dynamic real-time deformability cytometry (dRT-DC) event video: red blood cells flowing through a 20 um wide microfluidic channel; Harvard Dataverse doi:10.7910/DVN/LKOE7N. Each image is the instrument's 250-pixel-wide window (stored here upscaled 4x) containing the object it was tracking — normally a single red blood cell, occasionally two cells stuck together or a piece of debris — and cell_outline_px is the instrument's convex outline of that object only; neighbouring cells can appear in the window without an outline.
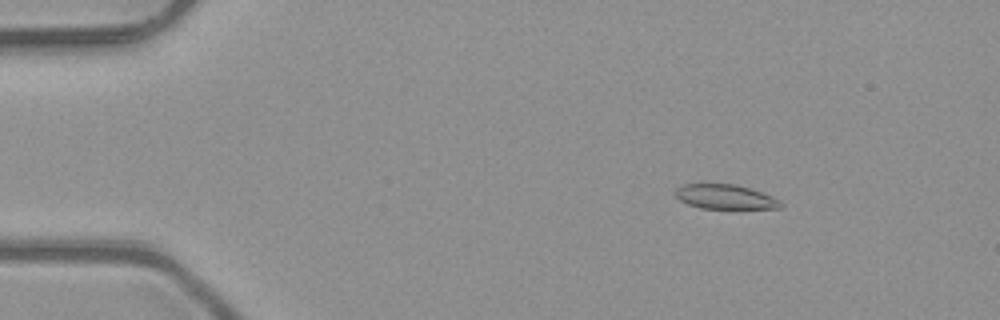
{"species": "common noctule bat (a hibernating species)", "species_latin": "Nyctalus noctula", "temperature_condition": "room temperature", "stored_images_in_passage": 5, "camera_frame_rate_fps": 3000, "um_per_image_px": 0.085, "animal": {"sex": "male", "body_mass_g": 23.1, "forearm_length_mm": 52.7}, "frame": {"image": 1, "passage_image": 2, "time_ms": 0.333, "image_size_px": [1000, 320], "cell_outline_px": [[784, 204], [780, 208], [700, 208], [688, 204], [680, 200], [676, 196], [676, 188], [684, 184], [732, 184], [748, 188], [772, 196], [780, 200]], "centroid_in_image_um": [61.64, 16.73], "position_along_channel_um": 23.4, "area_um2": 14.8}}
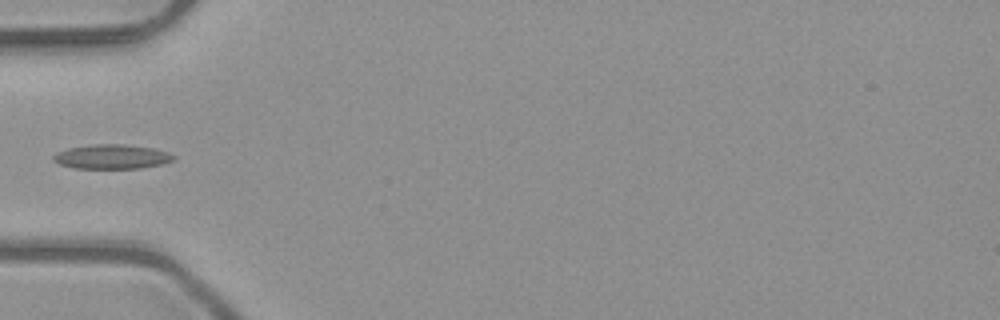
{"frame": {"image": 2, "passage_image": 5, "time_ms": 1.333, "image_size_px": [1000, 320], "cell_outline_px": [[176, 160], [164, 164], [140, 168], [72, 168], [60, 164], [52, 160], [52, 156], [56, 152], [68, 148], [92, 144], [124, 144], [152, 148], [168, 152], [176, 156]], "centroid_in_image_um": [9.52, 13.32], "position_along_channel_um": 75.5, "area_um2": 17.28}}